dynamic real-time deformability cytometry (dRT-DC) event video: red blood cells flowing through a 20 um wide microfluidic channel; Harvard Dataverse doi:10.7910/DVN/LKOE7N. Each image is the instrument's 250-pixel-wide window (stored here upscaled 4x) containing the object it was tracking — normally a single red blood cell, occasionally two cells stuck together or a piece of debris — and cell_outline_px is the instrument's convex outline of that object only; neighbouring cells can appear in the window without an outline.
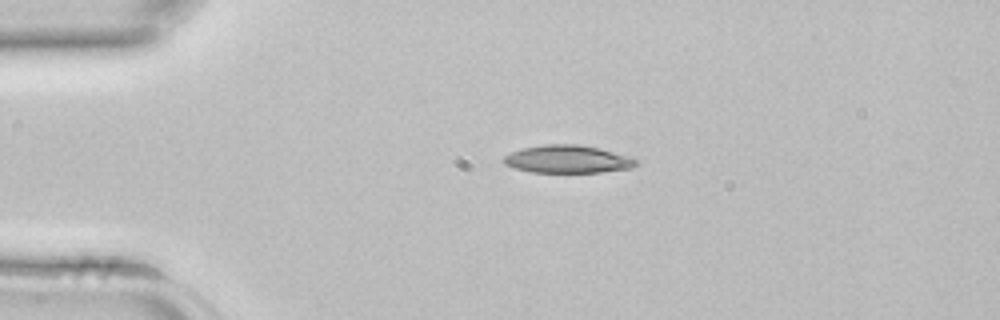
{"species": "common noctule bat (a hibernating species)", "species_latin": "Nyctalus noctula", "temperature_condition": "room temperature", "stored_images_in_passage": 2, "camera_frame_rate_fps": 3000, "um_per_image_px": 0.085, "animal": {"sex": "female", "body_mass_g": 22.7, "forearm_length_mm": 54.2}, "frame": {"image": 1, "passage_image": 1, "time_ms": 0.0, "image_size_px": [1000, 320], "cell_outline_px": [[640, 160], [632, 168], [600, 172], [532, 172], [516, 168], [504, 164], [500, 160], [504, 156], [512, 152], [524, 148], [544, 144], [580, 144], [600, 148], [632, 156]], "centroid_in_image_um": [48.29, 13.52], "position_along_channel_um": 36.7, "area_um2": 21.62}}